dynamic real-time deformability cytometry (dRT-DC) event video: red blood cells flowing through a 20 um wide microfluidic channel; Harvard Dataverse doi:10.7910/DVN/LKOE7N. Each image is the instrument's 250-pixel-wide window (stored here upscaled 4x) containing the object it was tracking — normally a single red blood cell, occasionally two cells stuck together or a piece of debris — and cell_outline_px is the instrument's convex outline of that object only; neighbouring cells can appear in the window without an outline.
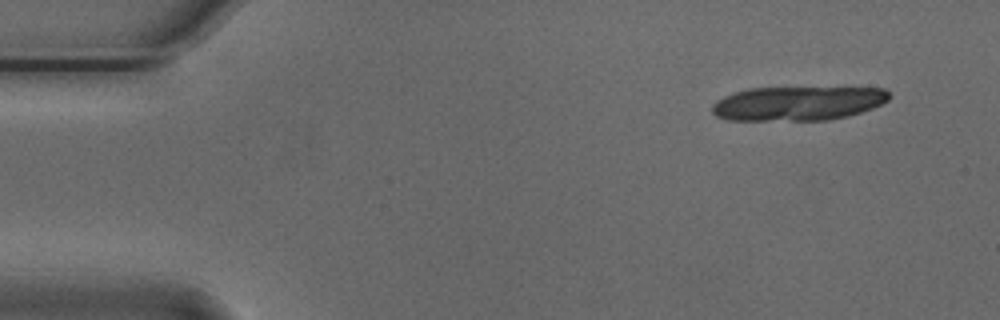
{"species": "Egyptian fruit bat (a non-hibernating species)", "species_latin": "Rousettus aegyptiacus", "temperature_condition": "cold", "stored_images_in_passage": 17, "camera_frame_rate_fps": 3000, "um_per_image_px": 0.085, "animal": {"sex": "male"}, "frame": {"image": 1, "passage_image": 3, "time_ms": 0.667, "image_size_px": [1000, 320], "cell_outline_px": [[892, 96], [888, 100], [872, 108], [848, 116], [828, 120], [728, 120], [716, 116], [712, 112], [712, 104], [716, 100], [724, 96], [748, 88], [884, 88]], "centroid_in_image_um": [67.8, 8.79], "position_along_channel_um": 17.2, "area_um2": 35.2}}